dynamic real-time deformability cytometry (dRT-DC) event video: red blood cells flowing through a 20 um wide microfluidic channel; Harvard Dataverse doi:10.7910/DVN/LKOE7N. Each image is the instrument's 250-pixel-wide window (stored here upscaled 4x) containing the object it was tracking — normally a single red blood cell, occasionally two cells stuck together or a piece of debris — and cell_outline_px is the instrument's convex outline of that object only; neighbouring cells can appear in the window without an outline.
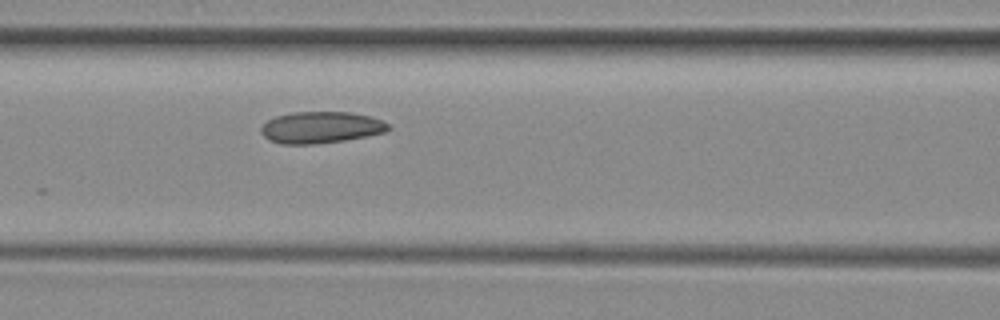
{"species": "common noctule bat (a hibernating species)", "species_latin": "Nyctalus noctula", "temperature_condition": "room temperature", "stored_images_in_passage": 26, "camera_frame_rate_fps": 3000, "um_per_image_px": 0.085, "animal": {"sex": "female", "body_mass_g": 29.2, "forearm_length_mm": 56.3}, "frame": {"image": 1, "passage_image": 21, "time_ms": 6.667, "image_size_px": [1000, 320], "cell_outline_px": [[392, 128], [384, 132], [368, 136], [344, 140], [312, 144], [280, 144], [268, 140], [260, 132], [260, 128], [268, 120], [276, 116], [292, 112], [352, 112], [384, 120]], "centroid_in_image_um": [27.27, 10.83], "position_along_channel_um": 139.3, "area_um2": 23.52}}
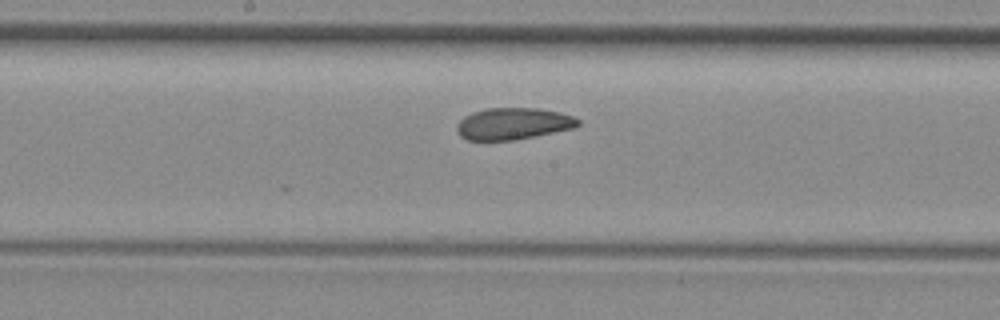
{"frame": {"image": 2, "passage_image": 26, "time_ms": 8.333, "image_size_px": [1000, 320], "cell_outline_px": [[580, 124], [576, 128], [516, 140], [468, 140], [460, 136], [456, 128], [456, 124], [464, 116], [472, 112], [484, 108], [536, 108], [560, 112], [572, 116], [580, 120]], "centroid_in_image_um": [43.62, 10.51], "position_along_channel_um": 204.6, "area_um2": 22.66}}